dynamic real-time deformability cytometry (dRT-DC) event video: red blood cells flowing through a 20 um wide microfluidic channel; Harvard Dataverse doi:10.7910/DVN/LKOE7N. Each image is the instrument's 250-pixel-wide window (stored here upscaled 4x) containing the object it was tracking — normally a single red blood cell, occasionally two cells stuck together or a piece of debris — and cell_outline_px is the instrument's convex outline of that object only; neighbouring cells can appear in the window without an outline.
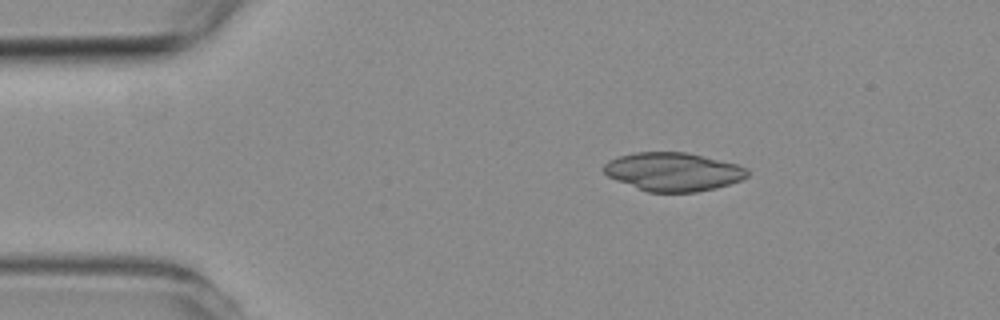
{"species": "common noctule bat (a hibernating species)", "species_latin": "Nyctalus noctula", "temperature_condition": "room temperature", "stored_images_in_passage": 3, "segment_of_instrument_passage": [1, 2], "camera_frame_rate_fps": 3000, "um_per_image_px": 0.085, "animal": {"sex": "female", "body_mass_g": 19.3, "forearm_length_mm": 54.1}, "frame": {"image": 1, "passage_image": 1, "time_ms": 0.0, "image_size_px": [1000, 320], "cell_outline_px": [[748, 176], [740, 180], [716, 188], [696, 192], [648, 192], [616, 180], [608, 176], [604, 172], [604, 164], [608, 160], [620, 156], [636, 152], [688, 152], [736, 164], [748, 168]], "centroid_in_image_um": [57.22, 14.59], "position_along_channel_um": 27.8, "area_um2": 32.08}}